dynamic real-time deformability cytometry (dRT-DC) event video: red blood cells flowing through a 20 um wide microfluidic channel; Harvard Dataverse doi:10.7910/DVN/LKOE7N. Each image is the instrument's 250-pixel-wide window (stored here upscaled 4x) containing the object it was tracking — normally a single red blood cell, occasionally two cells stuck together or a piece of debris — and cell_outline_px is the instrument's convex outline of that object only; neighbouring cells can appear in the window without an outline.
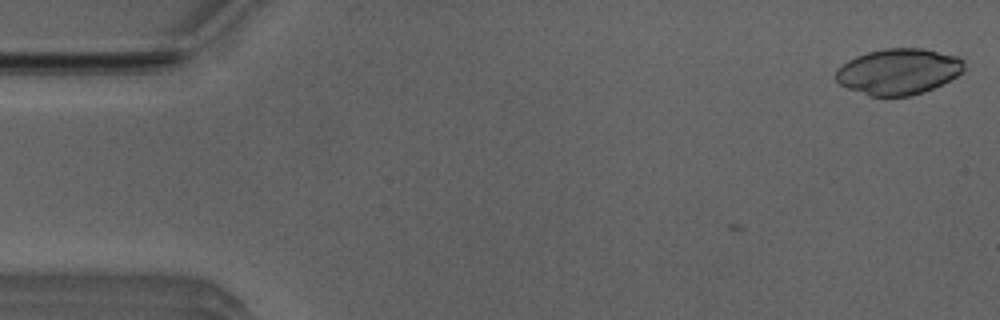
{"species": "Egyptian fruit bat (a non-hibernating species)", "species_latin": "Rousettus aegyptiacus", "temperature_condition": "room temperature", "stored_images_in_passage": 3, "camera_frame_rate_fps": 3000, "um_per_image_px": 0.085, "animal": {"sex": "male"}, "frame": {"image": 1, "passage_image": 1, "time_ms": 0.0, "image_size_px": [1000, 320], "cell_outline_px": [[964, 68], [956, 76], [924, 92], [908, 96], [868, 96], [848, 88], [840, 84], [836, 80], [836, 68], [848, 60], [856, 56], [868, 52], [884, 48], [924, 48], [956, 56], [964, 60]], "centroid_in_image_um": [76.34, 6.07], "position_along_channel_um": 8.7, "area_um2": 34.22}}